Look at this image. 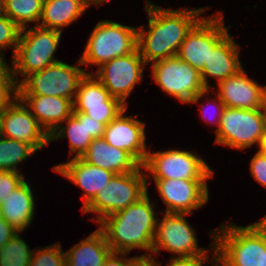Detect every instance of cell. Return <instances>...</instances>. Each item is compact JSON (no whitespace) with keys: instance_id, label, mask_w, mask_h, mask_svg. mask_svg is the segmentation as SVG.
<instances>
[{"instance_id":"cb8c5ba5","label":"cell","mask_w":266,"mask_h":266,"mask_svg":"<svg viewBox=\"0 0 266 266\" xmlns=\"http://www.w3.org/2000/svg\"><path fill=\"white\" fill-rule=\"evenodd\" d=\"M34 211V195L26 180L0 205V216L21 233L31 224Z\"/></svg>"},{"instance_id":"5bb4252c","label":"cell","mask_w":266,"mask_h":266,"mask_svg":"<svg viewBox=\"0 0 266 266\" xmlns=\"http://www.w3.org/2000/svg\"><path fill=\"white\" fill-rule=\"evenodd\" d=\"M93 73H87L80 81L73 101V112H82L105 126L128 108L111 96Z\"/></svg>"},{"instance_id":"74e56055","label":"cell","mask_w":266,"mask_h":266,"mask_svg":"<svg viewBox=\"0 0 266 266\" xmlns=\"http://www.w3.org/2000/svg\"><path fill=\"white\" fill-rule=\"evenodd\" d=\"M217 97V99H214L217 103H215L214 105V108L218 111L217 112V118L215 117V120L216 121H213V122H211V121H208L207 120V118H206V120L208 121V122H210V123H215L216 122V125H217V129L216 130H218V128H219V125H220V121H221V117H222V115H223V111H224V109H225V105H224V103L221 101V99H220V97L217 95L216 96ZM208 106V105H207ZM202 108H200V110H201V112H202V114L203 115H205L206 116V114H205V112H206V109H204V106H203V104H202V106H201ZM205 118V117H204Z\"/></svg>"},{"instance_id":"d6a6232c","label":"cell","mask_w":266,"mask_h":266,"mask_svg":"<svg viewBox=\"0 0 266 266\" xmlns=\"http://www.w3.org/2000/svg\"><path fill=\"white\" fill-rule=\"evenodd\" d=\"M250 173L258 183L266 188V154L256 152L251 159Z\"/></svg>"},{"instance_id":"3957f363","label":"cell","mask_w":266,"mask_h":266,"mask_svg":"<svg viewBox=\"0 0 266 266\" xmlns=\"http://www.w3.org/2000/svg\"><path fill=\"white\" fill-rule=\"evenodd\" d=\"M211 234L213 258L218 266H262V227L222 223Z\"/></svg>"},{"instance_id":"4316f807","label":"cell","mask_w":266,"mask_h":266,"mask_svg":"<svg viewBox=\"0 0 266 266\" xmlns=\"http://www.w3.org/2000/svg\"><path fill=\"white\" fill-rule=\"evenodd\" d=\"M42 5L43 0H6L3 14L23 29L27 23L40 21Z\"/></svg>"},{"instance_id":"8fae6325","label":"cell","mask_w":266,"mask_h":266,"mask_svg":"<svg viewBox=\"0 0 266 266\" xmlns=\"http://www.w3.org/2000/svg\"><path fill=\"white\" fill-rule=\"evenodd\" d=\"M185 215L191 214L165 212L161 221L157 219L152 246L153 254L159 255L160 249H163L178 254L176 258H208L209 251L199 248L195 230L187 222Z\"/></svg>"},{"instance_id":"7a4b0ae2","label":"cell","mask_w":266,"mask_h":266,"mask_svg":"<svg viewBox=\"0 0 266 266\" xmlns=\"http://www.w3.org/2000/svg\"><path fill=\"white\" fill-rule=\"evenodd\" d=\"M148 192L126 209L106 216L99 224L112 252L128 253L134 249L146 250L151 256L157 218Z\"/></svg>"},{"instance_id":"4dcf8cb0","label":"cell","mask_w":266,"mask_h":266,"mask_svg":"<svg viewBox=\"0 0 266 266\" xmlns=\"http://www.w3.org/2000/svg\"><path fill=\"white\" fill-rule=\"evenodd\" d=\"M21 29L4 14H0V49L13 47L16 51ZM0 50V52H1Z\"/></svg>"},{"instance_id":"5b68a950","label":"cell","mask_w":266,"mask_h":266,"mask_svg":"<svg viewBox=\"0 0 266 266\" xmlns=\"http://www.w3.org/2000/svg\"><path fill=\"white\" fill-rule=\"evenodd\" d=\"M143 171L144 168L141 165L136 171L115 174L94 199L81 210L83 213L97 214L98 216L93 217L92 220L99 223L106 216L126 209L148 192L146 178L150 175Z\"/></svg>"},{"instance_id":"8d00e7d4","label":"cell","mask_w":266,"mask_h":266,"mask_svg":"<svg viewBox=\"0 0 266 266\" xmlns=\"http://www.w3.org/2000/svg\"><path fill=\"white\" fill-rule=\"evenodd\" d=\"M19 232L0 216V249Z\"/></svg>"},{"instance_id":"ee69618b","label":"cell","mask_w":266,"mask_h":266,"mask_svg":"<svg viewBox=\"0 0 266 266\" xmlns=\"http://www.w3.org/2000/svg\"><path fill=\"white\" fill-rule=\"evenodd\" d=\"M258 223L266 231V215Z\"/></svg>"},{"instance_id":"f1b7e54d","label":"cell","mask_w":266,"mask_h":266,"mask_svg":"<svg viewBox=\"0 0 266 266\" xmlns=\"http://www.w3.org/2000/svg\"><path fill=\"white\" fill-rule=\"evenodd\" d=\"M19 233L0 249V266H29L33 250Z\"/></svg>"},{"instance_id":"277c9868","label":"cell","mask_w":266,"mask_h":266,"mask_svg":"<svg viewBox=\"0 0 266 266\" xmlns=\"http://www.w3.org/2000/svg\"><path fill=\"white\" fill-rule=\"evenodd\" d=\"M21 29L16 51L12 55L11 75L15 84L20 82L18 73L24 78L31 72L60 62L54 57L61 33L56 30L32 26Z\"/></svg>"},{"instance_id":"bcb514c9","label":"cell","mask_w":266,"mask_h":266,"mask_svg":"<svg viewBox=\"0 0 266 266\" xmlns=\"http://www.w3.org/2000/svg\"><path fill=\"white\" fill-rule=\"evenodd\" d=\"M2 114H3V110H0V136H1Z\"/></svg>"},{"instance_id":"e0dca14e","label":"cell","mask_w":266,"mask_h":266,"mask_svg":"<svg viewBox=\"0 0 266 266\" xmlns=\"http://www.w3.org/2000/svg\"><path fill=\"white\" fill-rule=\"evenodd\" d=\"M127 108L105 126V141L113 147L130 153L141 165L148 151L145 144V123L135 117L124 116Z\"/></svg>"},{"instance_id":"52a82bcc","label":"cell","mask_w":266,"mask_h":266,"mask_svg":"<svg viewBox=\"0 0 266 266\" xmlns=\"http://www.w3.org/2000/svg\"><path fill=\"white\" fill-rule=\"evenodd\" d=\"M72 66L62 61L41 71L27 74L17 85L16 95L58 96L74 101L80 81L87 73L79 65Z\"/></svg>"},{"instance_id":"ab89813d","label":"cell","mask_w":266,"mask_h":266,"mask_svg":"<svg viewBox=\"0 0 266 266\" xmlns=\"http://www.w3.org/2000/svg\"><path fill=\"white\" fill-rule=\"evenodd\" d=\"M132 266H158L154 257H140Z\"/></svg>"},{"instance_id":"9a60e30c","label":"cell","mask_w":266,"mask_h":266,"mask_svg":"<svg viewBox=\"0 0 266 266\" xmlns=\"http://www.w3.org/2000/svg\"><path fill=\"white\" fill-rule=\"evenodd\" d=\"M167 213L192 214L209 200L207 180L154 179Z\"/></svg>"},{"instance_id":"83f0119b","label":"cell","mask_w":266,"mask_h":266,"mask_svg":"<svg viewBox=\"0 0 266 266\" xmlns=\"http://www.w3.org/2000/svg\"><path fill=\"white\" fill-rule=\"evenodd\" d=\"M37 152L30 144L0 136V171L19 172L17 164Z\"/></svg>"},{"instance_id":"4fadbf2b","label":"cell","mask_w":266,"mask_h":266,"mask_svg":"<svg viewBox=\"0 0 266 266\" xmlns=\"http://www.w3.org/2000/svg\"><path fill=\"white\" fill-rule=\"evenodd\" d=\"M146 66L139 49L129 55L116 57L100 65L93 74L109 91L112 97L127 106L126 99L142 80Z\"/></svg>"},{"instance_id":"7402d4cb","label":"cell","mask_w":266,"mask_h":266,"mask_svg":"<svg viewBox=\"0 0 266 266\" xmlns=\"http://www.w3.org/2000/svg\"><path fill=\"white\" fill-rule=\"evenodd\" d=\"M48 135L73 114V101L58 96L17 95ZM33 111V112H32Z\"/></svg>"},{"instance_id":"f546056e","label":"cell","mask_w":266,"mask_h":266,"mask_svg":"<svg viewBox=\"0 0 266 266\" xmlns=\"http://www.w3.org/2000/svg\"><path fill=\"white\" fill-rule=\"evenodd\" d=\"M60 243L33 251L29 266H66V253Z\"/></svg>"},{"instance_id":"8992f818","label":"cell","mask_w":266,"mask_h":266,"mask_svg":"<svg viewBox=\"0 0 266 266\" xmlns=\"http://www.w3.org/2000/svg\"><path fill=\"white\" fill-rule=\"evenodd\" d=\"M137 49V27L110 20L100 21L92 30L79 59L82 65L100 66L116 57L129 55Z\"/></svg>"},{"instance_id":"30bf717a","label":"cell","mask_w":266,"mask_h":266,"mask_svg":"<svg viewBox=\"0 0 266 266\" xmlns=\"http://www.w3.org/2000/svg\"><path fill=\"white\" fill-rule=\"evenodd\" d=\"M153 179L208 180L214 175L206 161L185 150L149 151L143 164Z\"/></svg>"},{"instance_id":"ffe728a7","label":"cell","mask_w":266,"mask_h":266,"mask_svg":"<svg viewBox=\"0 0 266 266\" xmlns=\"http://www.w3.org/2000/svg\"><path fill=\"white\" fill-rule=\"evenodd\" d=\"M66 126H58L50 135V142L55 139H69V154L81 158L93 139L104 136L105 125L82 112H73L65 121Z\"/></svg>"},{"instance_id":"9c48e42d","label":"cell","mask_w":266,"mask_h":266,"mask_svg":"<svg viewBox=\"0 0 266 266\" xmlns=\"http://www.w3.org/2000/svg\"><path fill=\"white\" fill-rule=\"evenodd\" d=\"M266 128L264 109H238L225 107L216 130V144L244 150L258 145Z\"/></svg>"},{"instance_id":"836d02e7","label":"cell","mask_w":266,"mask_h":266,"mask_svg":"<svg viewBox=\"0 0 266 266\" xmlns=\"http://www.w3.org/2000/svg\"><path fill=\"white\" fill-rule=\"evenodd\" d=\"M16 94L14 80H0V110H4L16 98Z\"/></svg>"},{"instance_id":"6da1fadb","label":"cell","mask_w":266,"mask_h":266,"mask_svg":"<svg viewBox=\"0 0 266 266\" xmlns=\"http://www.w3.org/2000/svg\"><path fill=\"white\" fill-rule=\"evenodd\" d=\"M149 31L137 28V48L146 65L176 56L191 29L202 19L205 8L180 10L163 9L145 0Z\"/></svg>"},{"instance_id":"d6986e66","label":"cell","mask_w":266,"mask_h":266,"mask_svg":"<svg viewBox=\"0 0 266 266\" xmlns=\"http://www.w3.org/2000/svg\"><path fill=\"white\" fill-rule=\"evenodd\" d=\"M53 170L75 183L83 189L84 209L115 175L101 167L83 161L81 158H72L70 161L53 166Z\"/></svg>"},{"instance_id":"ba28073f","label":"cell","mask_w":266,"mask_h":266,"mask_svg":"<svg viewBox=\"0 0 266 266\" xmlns=\"http://www.w3.org/2000/svg\"><path fill=\"white\" fill-rule=\"evenodd\" d=\"M152 73L155 83L182 103H198L210 91L203 85L196 68L177 56L154 62Z\"/></svg>"},{"instance_id":"e575fe53","label":"cell","mask_w":266,"mask_h":266,"mask_svg":"<svg viewBox=\"0 0 266 266\" xmlns=\"http://www.w3.org/2000/svg\"><path fill=\"white\" fill-rule=\"evenodd\" d=\"M128 253L111 252L103 266H132L141 256L128 258Z\"/></svg>"},{"instance_id":"7c38bea8","label":"cell","mask_w":266,"mask_h":266,"mask_svg":"<svg viewBox=\"0 0 266 266\" xmlns=\"http://www.w3.org/2000/svg\"><path fill=\"white\" fill-rule=\"evenodd\" d=\"M227 33L221 12L209 18L203 17L187 34L176 56L201 73L207 64L210 49Z\"/></svg>"},{"instance_id":"b9f144b4","label":"cell","mask_w":266,"mask_h":266,"mask_svg":"<svg viewBox=\"0 0 266 266\" xmlns=\"http://www.w3.org/2000/svg\"><path fill=\"white\" fill-rule=\"evenodd\" d=\"M259 150L258 152L266 154V128L263 131V134L261 135V139L259 141Z\"/></svg>"},{"instance_id":"60d3db41","label":"cell","mask_w":266,"mask_h":266,"mask_svg":"<svg viewBox=\"0 0 266 266\" xmlns=\"http://www.w3.org/2000/svg\"><path fill=\"white\" fill-rule=\"evenodd\" d=\"M262 266H266V231L262 228Z\"/></svg>"},{"instance_id":"603a6c76","label":"cell","mask_w":266,"mask_h":266,"mask_svg":"<svg viewBox=\"0 0 266 266\" xmlns=\"http://www.w3.org/2000/svg\"><path fill=\"white\" fill-rule=\"evenodd\" d=\"M81 159L115 174L133 172L141 166L130 153L111 146L103 137L93 139Z\"/></svg>"},{"instance_id":"f6af8a7d","label":"cell","mask_w":266,"mask_h":266,"mask_svg":"<svg viewBox=\"0 0 266 266\" xmlns=\"http://www.w3.org/2000/svg\"><path fill=\"white\" fill-rule=\"evenodd\" d=\"M6 0H0V14H3Z\"/></svg>"},{"instance_id":"7dc6e473","label":"cell","mask_w":266,"mask_h":266,"mask_svg":"<svg viewBox=\"0 0 266 266\" xmlns=\"http://www.w3.org/2000/svg\"><path fill=\"white\" fill-rule=\"evenodd\" d=\"M214 263H215V264H214ZM213 265H214V266H218V264H217V262H216L215 259H213Z\"/></svg>"},{"instance_id":"7bdbcfd3","label":"cell","mask_w":266,"mask_h":266,"mask_svg":"<svg viewBox=\"0 0 266 266\" xmlns=\"http://www.w3.org/2000/svg\"><path fill=\"white\" fill-rule=\"evenodd\" d=\"M89 7L92 5L91 3H94L95 5H100L103 4L104 2L108 0H83Z\"/></svg>"},{"instance_id":"d590c367","label":"cell","mask_w":266,"mask_h":266,"mask_svg":"<svg viewBox=\"0 0 266 266\" xmlns=\"http://www.w3.org/2000/svg\"><path fill=\"white\" fill-rule=\"evenodd\" d=\"M208 258L202 257H187V258H176L172 257L166 266H203V263L208 262ZM161 266V263H158Z\"/></svg>"},{"instance_id":"44dd1931","label":"cell","mask_w":266,"mask_h":266,"mask_svg":"<svg viewBox=\"0 0 266 266\" xmlns=\"http://www.w3.org/2000/svg\"><path fill=\"white\" fill-rule=\"evenodd\" d=\"M240 46L227 33L212 49L209 51L207 64L200 73L203 85L206 89L211 88L208 84L209 77L217 79V83L233 76L240 69L242 64L239 59Z\"/></svg>"},{"instance_id":"1f68e13d","label":"cell","mask_w":266,"mask_h":266,"mask_svg":"<svg viewBox=\"0 0 266 266\" xmlns=\"http://www.w3.org/2000/svg\"><path fill=\"white\" fill-rule=\"evenodd\" d=\"M24 181L22 173L0 171V205Z\"/></svg>"},{"instance_id":"d4e9b609","label":"cell","mask_w":266,"mask_h":266,"mask_svg":"<svg viewBox=\"0 0 266 266\" xmlns=\"http://www.w3.org/2000/svg\"><path fill=\"white\" fill-rule=\"evenodd\" d=\"M112 252L102 230L98 228L66 253V266H103Z\"/></svg>"},{"instance_id":"2e32d148","label":"cell","mask_w":266,"mask_h":266,"mask_svg":"<svg viewBox=\"0 0 266 266\" xmlns=\"http://www.w3.org/2000/svg\"><path fill=\"white\" fill-rule=\"evenodd\" d=\"M24 102L16 98L3 110L1 136L32 145L37 151L49 144L50 137Z\"/></svg>"},{"instance_id":"ac0fdd59","label":"cell","mask_w":266,"mask_h":266,"mask_svg":"<svg viewBox=\"0 0 266 266\" xmlns=\"http://www.w3.org/2000/svg\"><path fill=\"white\" fill-rule=\"evenodd\" d=\"M215 93L225 107L238 109H264L266 104V85L260 86L249 78L244 69L218 83Z\"/></svg>"},{"instance_id":"f35d334b","label":"cell","mask_w":266,"mask_h":266,"mask_svg":"<svg viewBox=\"0 0 266 266\" xmlns=\"http://www.w3.org/2000/svg\"><path fill=\"white\" fill-rule=\"evenodd\" d=\"M3 54L4 53L0 52V80H14L11 75V68L9 67V64L6 63Z\"/></svg>"},{"instance_id":"484cf974","label":"cell","mask_w":266,"mask_h":266,"mask_svg":"<svg viewBox=\"0 0 266 266\" xmlns=\"http://www.w3.org/2000/svg\"><path fill=\"white\" fill-rule=\"evenodd\" d=\"M87 8L89 6L83 0H43L37 26L62 32L65 26L82 16Z\"/></svg>"}]
</instances>
